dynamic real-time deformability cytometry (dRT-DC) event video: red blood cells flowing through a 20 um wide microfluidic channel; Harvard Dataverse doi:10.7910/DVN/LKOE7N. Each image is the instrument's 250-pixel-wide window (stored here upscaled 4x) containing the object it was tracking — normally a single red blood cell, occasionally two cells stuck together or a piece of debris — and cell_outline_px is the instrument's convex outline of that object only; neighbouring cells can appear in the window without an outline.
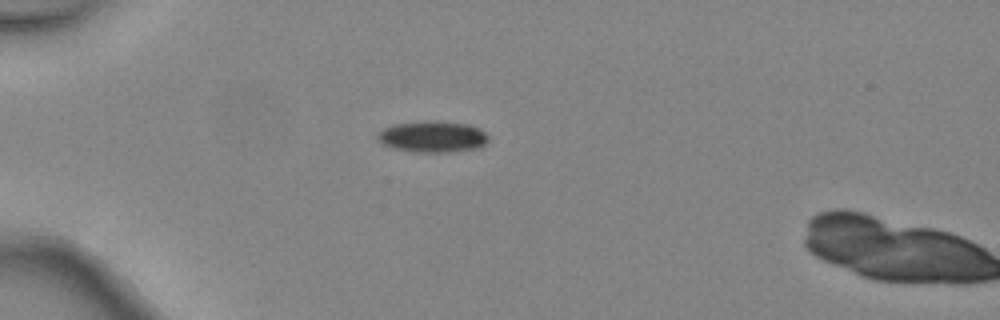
{"species": "common noctule bat (a hibernating species)", "species_latin": "Nyctalus noctula", "temperature_condition": "warm", "stored_images_in_passage": 2, "camera_frame_rate_fps": 3000, "um_per_image_px": 0.085, "animal": {"sex": "female", "body_mass_g": 24.6, "forearm_length_mm": 56.2}, "frame": {"image": 1, "passage_image": 1, "time_ms": 0.0, "image_size_px": [1000, 320], "cell_outline_px": [[488, 140], [480, 148], [452, 152], [412, 152], [392, 148], [380, 144], [376, 140], [376, 136], [384, 128], [392, 124], [424, 120], [440, 120], [468, 124], [480, 128], [488, 136]], "centroid_in_image_um": [36.74, 11.61], "position_along_channel_um": 48.3, "area_um2": 20.81}}